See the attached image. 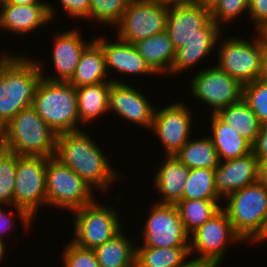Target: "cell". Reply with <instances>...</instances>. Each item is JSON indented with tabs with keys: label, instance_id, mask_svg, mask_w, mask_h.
I'll use <instances>...</instances> for the list:
<instances>
[{
	"label": "cell",
	"instance_id": "d6986e66",
	"mask_svg": "<svg viewBox=\"0 0 267 267\" xmlns=\"http://www.w3.org/2000/svg\"><path fill=\"white\" fill-rule=\"evenodd\" d=\"M55 5L49 1L48 4L30 5L0 3V30L17 36H29L42 26L45 28V25L55 22L59 14Z\"/></svg>",
	"mask_w": 267,
	"mask_h": 267
},
{
	"label": "cell",
	"instance_id": "ba28073f",
	"mask_svg": "<svg viewBox=\"0 0 267 267\" xmlns=\"http://www.w3.org/2000/svg\"><path fill=\"white\" fill-rule=\"evenodd\" d=\"M96 192L70 167L54 156L47 158L46 200L47 206L70 212L93 203Z\"/></svg>",
	"mask_w": 267,
	"mask_h": 267
},
{
	"label": "cell",
	"instance_id": "816d5d0a",
	"mask_svg": "<svg viewBox=\"0 0 267 267\" xmlns=\"http://www.w3.org/2000/svg\"><path fill=\"white\" fill-rule=\"evenodd\" d=\"M4 206L7 207V209H9L10 207H12V206H6V205L0 203V211L4 208Z\"/></svg>",
	"mask_w": 267,
	"mask_h": 267
},
{
	"label": "cell",
	"instance_id": "f907efd6",
	"mask_svg": "<svg viewBox=\"0 0 267 267\" xmlns=\"http://www.w3.org/2000/svg\"><path fill=\"white\" fill-rule=\"evenodd\" d=\"M5 150L4 144L2 140L0 139V154Z\"/></svg>",
	"mask_w": 267,
	"mask_h": 267
},
{
	"label": "cell",
	"instance_id": "f35d334b",
	"mask_svg": "<svg viewBox=\"0 0 267 267\" xmlns=\"http://www.w3.org/2000/svg\"><path fill=\"white\" fill-rule=\"evenodd\" d=\"M248 19L254 32L267 24V0H249ZM252 22V23H251Z\"/></svg>",
	"mask_w": 267,
	"mask_h": 267
},
{
	"label": "cell",
	"instance_id": "7bdbcfd3",
	"mask_svg": "<svg viewBox=\"0 0 267 267\" xmlns=\"http://www.w3.org/2000/svg\"><path fill=\"white\" fill-rule=\"evenodd\" d=\"M160 5L166 7L183 6L198 3L199 0H155Z\"/></svg>",
	"mask_w": 267,
	"mask_h": 267
},
{
	"label": "cell",
	"instance_id": "ac0fdd59",
	"mask_svg": "<svg viewBox=\"0 0 267 267\" xmlns=\"http://www.w3.org/2000/svg\"><path fill=\"white\" fill-rule=\"evenodd\" d=\"M140 88L127 83L112 82L109 90V115H118L131 125L150 130L156 106Z\"/></svg>",
	"mask_w": 267,
	"mask_h": 267
},
{
	"label": "cell",
	"instance_id": "5bb4252c",
	"mask_svg": "<svg viewBox=\"0 0 267 267\" xmlns=\"http://www.w3.org/2000/svg\"><path fill=\"white\" fill-rule=\"evenodd\" d=\"M153 203L140 231L142 244L136 245L155 248L189 247V234L184 228L176 206Z\"/></svg>",
	"mask_w": 267,
	"mask_h": 267
},
{
	"label": "cell",
	"instance_id": "e0dca14e",
	"mask_svg": "<svg viewBox=\"0 0 267 267\" xmlns=\"http://www.w3.org/2000/svg\"><path fill=\"white\" fill-rule=\"evenodd\" d=\"M116 37V38H115ZM112 41V37H108L103 34L95 36L94 39L103 49L106 63V70L111 82L126 83L124 77L127 75L128 78L142 76H153L156 74L150 69L146 64L144 58L138 53L135 45L126 41H122L117 36H115ZM109 38V39H108ZM117 71V72H116ZM114 73L116 74L115 79ZM119 73V74H118ZM124 77H123V75ZM120 76V78L118 76ZM123 77V79H121ZM121 79V80H120ZM124 80V81H123Z\"/></svg>",
	"mask_w": 267,
	"mask_h": 267
},
{
	"label": "cell",
	"instance_id": "484cf974",
	"mask_svg": "<svg viewBox=\"0 0 267 267\" xmlns=\"http://www.w3.org/2000/svg\"><path fill=\"white\" fill-rule=\"evenodd\" d=\"M101 82H111L106 70L105 56L102 47L93 41L82 52L74 75L69 83L78 88Z\"/></svg>",
	"mask_w": 267,
	"mask_h": 267
},
{
	"label": "cell",
	"instance_id": "d6a6232c",
	"mask_svg": "<svg viewBox=\"0 0 267 267\" xmlns=\"http://www.w3.org/2000/svg\"><path fill=\"white\" fill-rule=\"evenodd\" d=\"M131 0H90L89 20L94 24L111 26L114 29L120 22L123 13ZM104 25V26H103Z\"/></svg>",
	"mask_w": 267,
	"mask_h": 267
},
{
	"label": "cell",
	"instance_id": "c3c4849f",
	"mask_svg": "<svg viewBox=\"0 0 267 267\" xmlns=\"http://www.w3.org/2000/svg\"><path fill=\"white\" fill-rule=\"evenodd\" d=\"M8 244L2 240H0V265L1 263L4 264V260L7 259V255H9L8 253V248L9 246H7Z\"/></svg>",
	"mask_w": 267,
	"mask_h": 267
},
{
	"label": "cell",
	"instance_id": "8992f818",
	"mask_svg": "<svg viewBox=\"0 0 267 267\" xmlns=\"http://www.w3.org/2000/svg\"><path fill=\"white\" fill-rule=\"evenodd\" d=\"M254 34L247 40L242 34L226 38L222 33L217 40L216 66L242 85L259 79L261 74L265 46L258 32Z\"/></svg>",
	"mask_w": 267,
	"mask_h": 267
},
{
	"label": "cell",
	"instance_id": "ab89813d",
	"mask_svg": "<svg viewBox=\"0 0 267 267\" xmlns=\"http://www.w3.org/2000/svg\"><path fill=\"white\" fill-rule=\"evenodd\" d=\"M10 210L13 209L10 208L8 212V210L4 207L0 211V240L6 242L7 244L8 240L5 238L9 237L8 234H11L12 229L16 228L15 225L17 224V221L13 217L14 214H12ZM10 229L11 231H9Z\"/></svg>",
	"mask_w": 267,
	"mask_h": 267
},
{
	"label": "cell",
	"instance_id": "74e56055",
	"mask_svg": "<svg viewBox=\"0 0 267 267\" xmlns=\"http://www.w3.org/2000/svg\"><path fill=\"white\" fill-rule=\"evenodd\" d=\"M62 8V12H66L69 18L76 19H86L88 20L89 10H90V0H58Z\"/></svg>",
	"mask_w": 267,
	"mask_h": 267
},
{
	"label": "cell",
	"instance_id": "3957f363",
	"mask_svg": "<svg viewBox=\"0 0 267 267\" xmlns=\"http://www.w3.org/2000/svg\"><path fill=\"white\" fill-rule=\"evenodd\" d=\"M6 150L19 156L53 157L57 133L32 108L21 110L0 129Z\"/></svg>",
	"mask_w": 267,
	"mask_h": 267
},
{
	"label": "cell",
	"instance_id": "7dc6e473",
	"mask_svg": "<svg viewBox=\"0 0 267 267\" xmlns=\"http://www.w3.org/2000/svg\"><path fill=\"white\" fill-rule=\"evenodd\" d=\"M259 79L264 83H267V49H265L263 55L262 69Z\"/></svg>",
	"mask_w": 267,
	"mask_h": 267
},
{
	"label": "cell",
	"instance_id": "7402d4cb",
	"mask_svg": "<svg viewBox=\"0 0 267 267\" xmlns=\"http://www.w3.org/2000/svg\"><path fill=\"white\" fill-rule=\"evenodd\" d=\"M208 121L210 126L208 136L210 137L220 161H228L244 157L252 152V145L226 122H224L216 113H210Z\"/></svg>",
	"mask_w": 267,
	"mask_h": 267
},
{
	"label": "cell",
	"instance_id": "83f0119b",
	"mask_svg": "<svg viewBox=\"0 0 267 267\" xmlns=\"http://www.w3.org/2000/svg\"><path fill=\"white\" fill-rule=\"evenodd\" d=\"M175 157L188 169L215 170L220 164L218 152L208 134L198 139L191 137Z\"/></svg>",
	"mask_w": 267,
	"mask_h": 267
},
{
	"label": "cell",
	"instance_id": "d4e9b609",
	"mask_svg": "<svg viewBox=\"0 0 267 267\" xmlns=\"http://www.w3.org/2000/svg\"><path fill=\"white\" fill-rule=\"evenodd\" d=\"M220 36H194L184 45L176 48L174 63L171 67V71L169 73L170 76H178L179 74L187 71L193 67H199V63H202L208 56L214 57L216 54L214 53L216 50L217 40ZM212 55V56H211Z\"/></svg>",
	"mask_w": 267,
	"mask_h": 267
},
{
	"label": "cell",
	"instance_id": "f6af8a7d",
	"mask_svg": "<svg viewBox=\"0 0 267 267\" xmlns=\"http://www.w3.org/2000/svg\"><path fill=\"white\" fill-rule=\"evenodd\" d=\"M0 3L13 5L48 4V0H0Z\"/></svg>",
	"mask_w": 267,
	"mask_h": 267
},
{
	"label": "cell",
	"instance_id": "603a6c76",
	"mask_svg": "<svg viewBox=\"0 0 267 267\" xmlns=\"http://www.w3.org/2000/svg\"><path fill=\"white\" fill-rule=\"evenodd\" d=\"M112 82H101L76 88L80 130L109 115V90Z\"/></svg>",
	"mask_w": 267,
	"mask_h": 267
},
{
	"label": "cell",
	"instance_id": "52a82bcc",
	"mask_svg": "<svg viewBox=\"0 0 267 267\" xmlns=\"http://www.w3.org/2000/svg\"><path fill=\"white\" fill-rule=\"evenodd\" d=\"M221 208L234 231L250 245L262 231L267 218V187L257 181L235 191L222 200Z\"/></svg>",
	"mask_w": 267,
	"mask_h": 267
},
{
	"label": "cell",
	"instance_id": "4316f807",
	"mask_svg": "<svg viewBox=\"0 0 267 267\" xmlns=\"http://www.w3.org/2000/svg\"><path fill=\"white\" fill-rule=\"evenodd\" d=\"M124 230L93 249L100 267H136V245Z\"/></svg>",
	"mask_w": 267,
	"mask_h": 267
},
{
	"label": "cell",
	"instance_id": "1f68e13d",
	"mask_svg": "<svg viewBox=\"0 0 267 267\" xmlns=\"http://www.w3.org/2000/svg\"><path fill=\"white\" fill-rule=\"evenodd\" d=\"M214 173L207 168L190 169L182 200H222L215 189Z\"/></svg>",
	"mask_w": 267,
	"mask_h": 267
},
{
	"label": "cell",
	"instance_id": "4dcf8cb0",
	"mask_svg": "<svg viewBox=\"0 0 267 267\" xmlns=\"http://www.w3.org/2000/svg\"><path fill=\"white\" fill-rule=\"evenodd\" d=\"M222 200H181L175 206L186 232L190 235L214 216Z\"/></svg>",
	"mask_w": 267,
	"mask_h": 267
},
{
	"label": "cell",
	"instance_id": "cb8c5ba5",
	"mask_svg": "<svg viewBox=\"0 0 267 267\" xmlns=\"http://www.w3.org/2000/svg\"><path fill=\"white\" fill-rule=\"evenodd\" d=\"M134 45L157 76L169 75L176 49L166 31L135 42Z\"/></svg>",
	"mask_w": 267,
	"mask_h": 267
},
{
	"label": "cell",
	"instance_id": "f1b7e54d",
	"mask_svg": "<svg viewBox=\"0 0 267 267\" xmlns=\"http://www.w3.org/2000/svg\"><path fill=\"white\" fill-rule=\"evenodd\" d=\"M216 114L248 141L254 144L260 131L261 123L248 104L241 99L239 102L219 109Z\"/></svg>",
	"mask_w": 267,
	"mask_h": 267
},
{
	"label": "cell",
	"instance_id": "f5cc1de1",
	"mask_svg": "<svg viewBox=\"0 0 267 267\" xmlns=\"http://www.w3.org/2000/svg\"><path fill=\"white\" fill-rule=\"evenodd\" d=\"M212 0H199V2H205V3H209L211 2Z\"/></svg>",
	"mask_w": 267,
	"mask_h": 267
},
{
	"label": "cell",
	"instance_id": "7a4b0ae2",
	"mask_svg": "<svg viewBox=\"0 0 267 267\" xmlns=\"http://www.w3.org/2000/svg\"><path fill=\"white\" fill-rule=\"evenodd\" d=\"M0 53V129L21 110L32 107L42 78L39 65L29 55Z\"/></svg>",
	"mask_w": 267,
	"mask_h": 267
},
{
	"label": "cell",
	"instance_id": "681fc988",
	"mask_svg": "<svg viewBox=\"0 0 267 267\" xmlns=\"http://www.w3.org/2000/svg\"><path fill=\"white\" fill-rule=\"evenodd\" d=\"M259 36L261 37L263 43H264V46H265V49H267V24L264 25L260 30L257 31Z\"/></svg>",
	"mask_w": 267,
	"mask_h": 267
},
{
	"label": "cell",
	"instance_id": "d590c367",
	"mask_svg": "<svg viewBox=\"0 0 267 267\" xmlns=\"http://www.w3.org/2000/svg\"><path fill=\"white\" fill-rule=\"evenodd\" d=\"M242 99L262 124L267 123V83L260 79L243 85Z\"/></svg>",
	"mask_w": 267,
	"mask_h": 267
},
{
	"label": "cell",
	"instance_id": "44dd1931",
	"mask_svg": "<svg viewBox=\"0 0 267 267\" xmlns=\"http://www.w3.org/2000/svg\"><path fill=\"white\" fill-rule=\"evenodd\" d=\"M159 163L152 185L155 187L156 195L159 196L157 203L176 205L182 200L190 169L175 156H164Z\"/></svg>",
	"mask_w": 267,
	"mask_h": 267
},
{
	"label": "cell",
	"instance_id": "bcb514c9",
	"mask_svg": "<svg viewBox=\"0 0 267 267\" xmlns=\"http://www.w3.org/2000/svg\"><path fill=\"white\" fill-rule=\"evenodd\" d=\"M267 241V218L266 221L264 223L263 229L260 232V234L250 243L252 246V244L254 245H258L259 243L262 244V242H266Z\"/></svg>",
	"mask_w": 267,
	"mask_h": 267
},
{
	"label": "cell",
	"instance_id": "9a60e30c",
	"mask_svg": "<svg viewBox=\"0 0 267 267\" xmlns=\"http://www.w3.org/2000/svg\"><path fill=\"white\" fill-rule=\"evenodd\" d=\"M166 32L173 46H182L194 36H220L224 31L212 20L209 3L169 7Z\"/></svg>",
	"mask_w": 267,
	"mask_h": 267
},
{
	"label": "cell",
	"instance_id": "8fae6325",
	"mask_svg": "<svg viewBox=\"0 0 267 267\" xmlns=\"http://www.w3.org/2000/svg\"><path fill=\"white\" fill-rule=\"evenodd\" d=\"M206 66L192 74L189 80L191 97L200 101V104L204 103L206 108L211 107L209 114L239 102L243 95V85L215 64Z\"/></svg>",
	"mask_w": 267,
	"mask_h": 267
},
{
	"label": "cell",
	"instance_id": "7c38bea8",
	"mask_svg": "<svg viewBox=\"0 0 267 267\" xmlns=\"http://www.w3.org/2000/svg\"><path fill=\"white\" fill-rule=\"evenodd\" d=\"M160 108V109H159ZM194 109L180 99L157 107L150 131L164 148V156L175 154L193 137ZM156 136V137H155Z\"/></svg>",
	"mask_w": 267,
	"mask_h": 267
},
{
	"label": "cell",
	"instance_id": "ffe728a7",
	"mask_svg": "<svg viewBox=\"0 0 267 267\" xmlns=\"http://www.w3.org/2000/svg\"><path fill=\"white\" fill-rule=\"evenodd\" d=\"M215 189L223 200L229 194L258 181V158L253 152L228 161H220L214 173Z\"/></svg>",
	"mask_w": 267,
	"mask_h": 267
},
{
	"label": "cell",
	"instance_id": "e575fe53",
	"mask_svg": "<svg viewBox=\"0 0 267 267\" xmlns=\"http://www.w3.org/2000/svg\"><path fill=\"white\" fill-rule=\"evenodd\" d=\"M17 163L16 153L5 149L0 154V203L6 206H14Z\"/></svg>",
	"mask_w": 267,
	"mask_h": 267
},
{
	"label": "cell",
	"instance_id": "b9f144b4",
	"mask_svg": "<svg viewBox=\"0 0 267 267\" xmlns=\"http://www.w3.org/2000/svg\"><path fill=\"white\" fill-rule=\"evenodd\" d=\"M258 181L267 187V157L258 159Z\"/></svg>",
	"mask_w": 267,
	"mask_h": 267
},
{
	"label": "cell",
	"instance_id": "6da1fadb",
	"mask_svg": "<svg viewBox=\"0 0 267 267\" xmlns=\"http://www.w3.org/2000/svg\"><path fill=\"white\" fill-rule=\"evenodd\" d=\"M85 127L82 130L57 134L54 157L70 167L95 191L105 194L120 181L121 175L106 157V152L98 146L97 139L91 137L92 131L87 132V126Z\"/></svg>",
	"mask_w": 267,
	"mask_h": 267
},
{
	"label": "cell",
	"instance_id": "2e32d148",
	"mask_svg": "<svg viewBox=\"0 0 267 267\" xmlns=\"http://www.w3.org/2000/svg\"><path fill=\"white\" fill-rule=\"evenodd\" d=\"M78 29L80 28L76 26L74 29H66V31L55 33V36L53 35V48L51 46L52 58L50 57V59H52L51 67L54 69L53 71L56 72L50 75L47 74L46 70L48 69L44 67L47 64H44V61L42 62L38 60L40 58H37L36 61L39 65L42 78L53 82L70 81L79 63L82 52L93 41L92 39L86 41V38H84L85 35L82 37L83 33L81 29Z\"/></svg>",
	"mask_w": 267,
	"mask_h": 267
},
{
	"label": "cell",
	"instance_id": "4fadbf2b",
	"mask_svg": "<svg viewBox=\"0 0 267 267\" xmlns=\"http://www.w3.org/2000/svg\"><path fill=\"white\" fill-rule=\"evenodd\" d=\"M168 10L155 0H131L112 36L134 44L162 33L166 31Z\"/></svg>",
	"mask_w": 267,
	"mask_h": 267
},
{
	"label": "cell",
	"instance_id": "8d00e7d4",
	"mask_svg": "<svg viewBox=\"0 0 267 267\" xmlns=\"http://www.w3.org/2000/svg\"><path fill=\"white\" fill-rule=\"evenodd\" d=\"M69 241L58 256L61 257L62 267H100L93 249L83 248Z\"/></svg>",
	"mask_w": 267,
	"mask_h": 267
},
{
	"label": "cell",
	"instance_id": "30bf717a",
	"mask_svg": "<svg viewBox=\"0 0 267 267\" xmlns=\"http://www.w3.org/2000/svg\"><path fill=\"white\" fill-rule=\"evenodd\" d=\"M241 243L246 244L234 231L229 217L222 208L189 235L191 257L196 253L193 258L210 262L215 267H221L222 263L226 262L230 246Z\"/></svg>",
	"mask_w": 267,
	"mask_h": 267
},
{
	"label": "cell",
	"instance_id": "836d02e7",
	"mask_svg": "<svg viewBox=\"0 0 267 267\" xmlns=\"http://www.w3.org/2000/svg\"><path fill=\"white\" fill-rule=\"evenodd\" d=\"M211 18L222 29L225 24H234L233 22L241 20V17H248L249 0H212L209 2ZM244 13V15H243Z\"/></svg>",
	"mask_w": 267,
	"mask_h": 267
},
{
	"label": "cell",
	"instance_id": "f546056e",
	"mask_svg": "<svg viewBox=\"0 0 267 267\" xmlns=\"http://www.w3.org/2000/svg\"><path fill=\"white\" fill-rule=\"evenodd\" d=\"M190 256L189 247L155 248L136 245V267H179Z\"/></svg>",
	"mask_w": 267,
	"mask_h": 267
},
{
	"label": "cell",
	"instance_id": "ee69618b",
	"mask_svg": "<svg viewBox=\"0 0 267 267\" xmlns=\"http://www.w3.org/2000/svg\"><path fill=\"white\" fill-rule=\"evenodd\" d=\"M179 267H215V266L212 263L204 260L190 258L183 265Z\"/></svg>",
	"mask_w": 267,
	"mask_h": 267
},
{
	"label": "cell",
	"instance_id": "9c48e42d",
	"mask_svg": "<svg viewBox=\"0 0 267 267\" xmlns=\"http://www.w3.org/2000/svg\"><path fill=\"white\" fill-rule=\"evenodd\" d=\"M97 198L93 203L72 211V242L83 248L94 249L112 239L125 226L118 209L104 205Z\"/></svg>",
	"mask_w": 267,
	"mask_h": 267
},
{
	"label": "cell",
	"instance_id": "5b68a950",
	"mask_svg": "<svg viewBox=\"0 0 267 267\" xmlns=\"http://www.w3.org/2000/svg\"><path fill=\"white\" fill-rule=\"evenodd\" d=\"M32 108L57 134L80 130L76 87L41 78Z\"/></svg>",
	"mask_w": 267,
	"mask_h": 267
},
{
	"label": "cell",
	"instance_id": "60d3db41",
	"mask_svg": "<svg viewBox=\"0 0 267 267\" xmlns=\"http://www.w3.org/2000/svg\"><path fill=\"white\" fill-rule=\"evenodd\" d=\"M252 152L258 159L267 157V123L261 125L256 140L252 145Z\"/></svg>",
	"mask_w": 267,
	"mask_h": 267
},
{
	"label": "cell",
	"instance_id": "277c9868",
	"mask_svg": "<svg viewBox=\"0 0 267 267\" xmlns=\"http://www.w3.org/2000/svg\"><path fill=\"white\" fill-rule=\"evenodd\" d=\"M46 165V157L18 155L12 208L23 229L25 228L24 233L32 231L37 213L41 212L40 208L47 207Z\"/></svg>",
	"mask_w": 267,
	"mask_h": 267
}]
</instances>
